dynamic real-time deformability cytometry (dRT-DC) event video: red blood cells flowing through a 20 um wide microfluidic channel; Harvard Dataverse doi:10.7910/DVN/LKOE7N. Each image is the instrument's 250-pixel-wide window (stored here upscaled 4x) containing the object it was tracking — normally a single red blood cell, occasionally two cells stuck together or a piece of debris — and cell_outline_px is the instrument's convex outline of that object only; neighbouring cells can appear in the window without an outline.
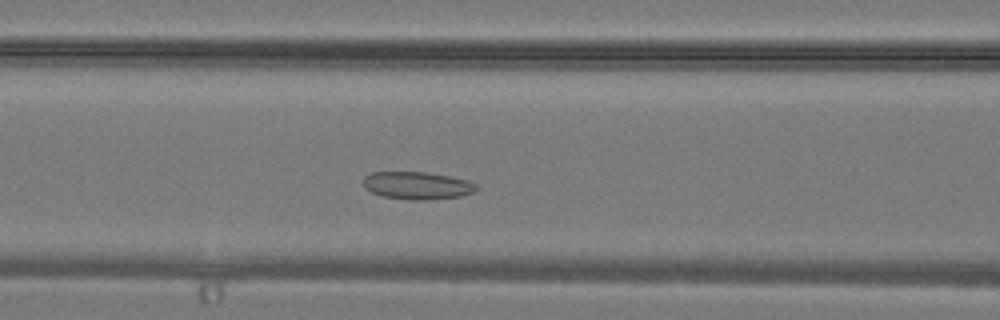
{"species": "common noctule bat (a hibernating species)", "species_latin": "Nyctalus noctula", "temperature_condition": "warm", "stored_images_in_passage": 25, "camera_frame_rate_fps": 3000, "um_per_image_px": 0.085, "animal": {"sex": "male", "body_mass_g": 19.2, "forearm_length_mm": 51.8}, "frame": {"image": 1, "passage_image": 5, "time_ms": 1.333, "image_size_px": [1000, 320], "cell_outline_px": [[476, 188], [472, 192], [460, 196], [428, 200], [408, 200], [384, 196], [372, 192], [364, 188], [364, 176], [372, 172], [428, 172], [468, 180], [476, 184]], "centroid_in_image_um": [35.44, 15.76], "position_along_channel_um": 131.2, "area_um2": 18.09}}
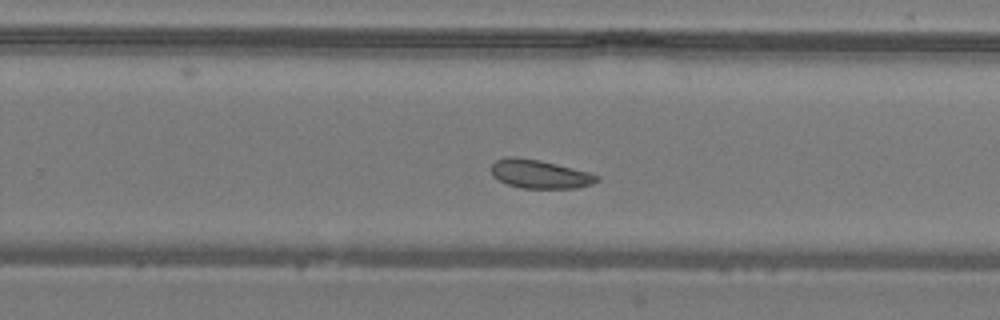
{"frame": {"image": 2, "passage_image": 13, "time_ms": 4.0, "image_size_px": [1000, 320], "cell_outline_px": [[600, 180], [592, 184], [580, 188], [520, 188], [508, 184], [492, 176], [492, 164], [496, 160], [508, 156], [516, 156], [540, 160], [592, 172], [600, 176]], "centroid_in_image_um": [45.93, 14.79], "position_along_channel_um": 283.9, "area_um2": 17.86}}
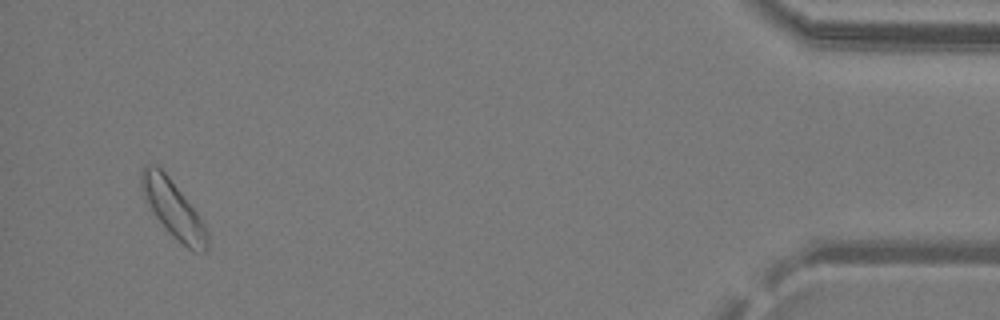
{"frame": {"image": 3, "passage_image": 24, "time_ms": 7.667, "image_size_px": [1000, 320], "cell_outline_px": [[208, 248], [204, 252], [188, 248], [172, 236], [164, 228], [148, 208], [144, 200], [140, 184], [140, 172], [144, 164], [156, 164], [168, 176], [204, 220], [208, 232]], "centroid_in_image_um": [14.7, 17.74], "position_along_channel_um": 420.5, "area_um2": 22.31}}